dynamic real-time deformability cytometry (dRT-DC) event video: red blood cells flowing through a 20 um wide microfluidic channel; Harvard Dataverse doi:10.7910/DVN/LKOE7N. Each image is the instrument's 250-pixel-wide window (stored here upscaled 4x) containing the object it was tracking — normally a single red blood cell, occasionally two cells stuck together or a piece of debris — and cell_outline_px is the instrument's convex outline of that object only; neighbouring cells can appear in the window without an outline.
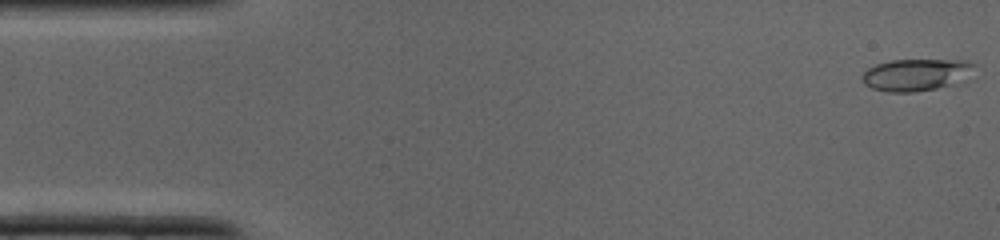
{"species": "common noctule bat (a hibernating species)", "species_latin": "Nyctalus noctula", "temperature_condition": "cold", "stored_images_in_passage": 37, "camera_frame_rate_fps": 3000, "um_per_image_px": 0.085, "animal": {"sex": "male", "body_mass_g": 19.0, "forearm_length_mm": 50.8}, "frame": {"image": 1, "passage_image": 1, "time_ms": 0.0, "image_size_px": [1000, 240], "cell_outline_px": [[976, 64], [964, 84], [916, 92], [888, 92], [872, 88], [864, 84], [860, 76], [868, 68], [876, 64], [892, 60], [968, 60]], "centroid_in_image_um": [77.94, 6.37], "position_along_channel_um": 7.1, "area_um2": 21.56}}
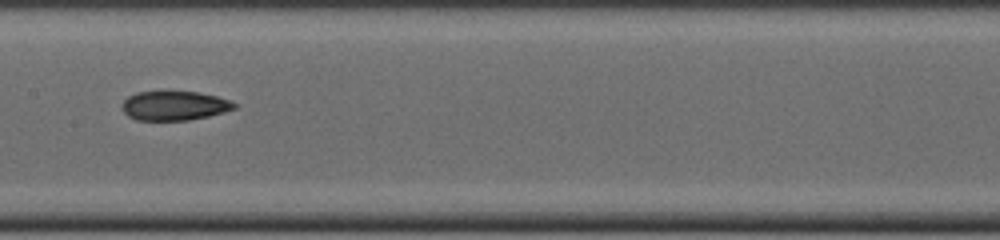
{"frame": {"image": 2, "passage_image": 18, "time_ms": 5.667, "image_size_px": [1000, 240], "cell_outline_px": [[236, 108], [224, 112], [208, 116], [188, 120], [136, 120], [128, 116], [120, 108], [124, 100], [128, 96], [136, 92], [196, 92], [216, 96], [228, 100], [236, 104]], "centroid_in_image_um": [14.78, 8.99], "position_along_channel_um": 192.6, "area_um2": 19.02}}
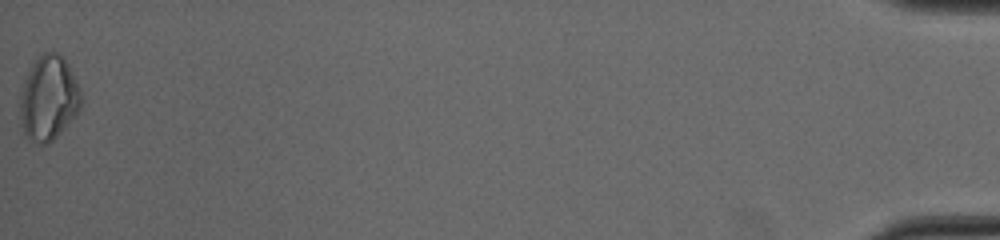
{"frame": {"image": 3, "passage_image": 37, "time_ms": 12.0, "image_size_px": [1000, 240], "cell_outline_px": [[80, 108], [56, 136], [48, 144], [40, 144], [24, 136], [20, 116], [20, 96], [28, 72], [36, 60], [44, 52], [52, 48], [68, 64], [80, 92]], "centroid_in_image_um": [4.1, 8.34], "position_along_channel_um": 431.1, "area_um2": 29.36}}